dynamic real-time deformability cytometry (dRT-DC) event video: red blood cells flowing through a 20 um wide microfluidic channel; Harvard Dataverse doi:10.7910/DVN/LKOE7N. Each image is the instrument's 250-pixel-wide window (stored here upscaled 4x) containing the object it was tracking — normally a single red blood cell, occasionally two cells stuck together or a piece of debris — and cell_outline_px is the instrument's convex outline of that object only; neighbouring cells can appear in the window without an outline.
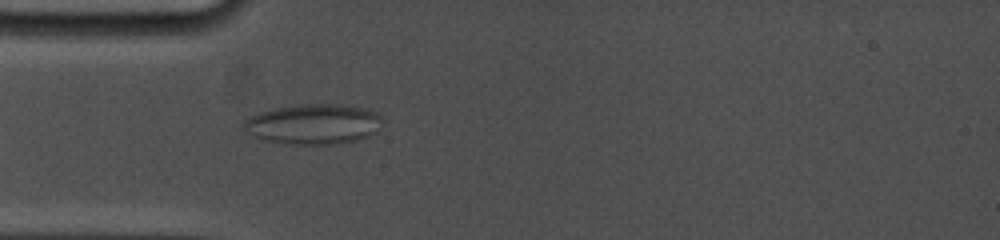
{"species": "common noctule bat (a hibernating species)", "species_latin": "Nyctalus noctula", "temperature_condition": "cold", "stored_images_in_passage": 29, "camera_frame_rate_fps": 5000, "um_per_image_px": 0.085, "animal": {"sex": "female", "body_mass_g": 19.0, "forearm_length_mm": 53.3}, "frame": {"image": 1, "passage_image": 6, "time_ms": 4.2, "image_size_px": [1000, 240], "cell_outline_px": [[380, 120], [376, 132], [368, 136], [356, 140], [336, 144], [284, 144], [264, 140], [256, 136], [244, 128], [244, 120], [260, 112], [276, 108], [300, 104], [340, 104], [360, 108], [376, 112], [380, 116]], "centroid_in_image_um": [26.64, 10.55], "position_along_channel_um": 58.4, "area_um2": 32.02}}
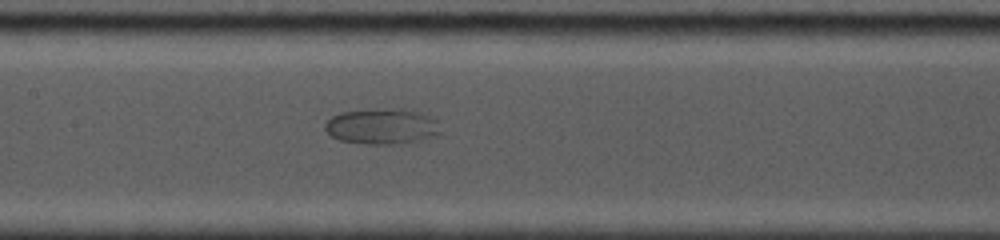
{"frame": {"image": 2, "passage_image": 13, "time_ms": 7.4, "image_size_px": [1000, 240], "cell_outline_px": [[444, 132], [424, 140], [388, 144], [368, 144], [340, 140], [332, 136], [324, 128], [324, 124], [332, 116], [340, 112], [372, 108], [412, 108], [436, 120]], "centroid_in_image_um": [32.51, 10.71], "position_along_channel_um": 174.9, "area_um2": 24.51}}
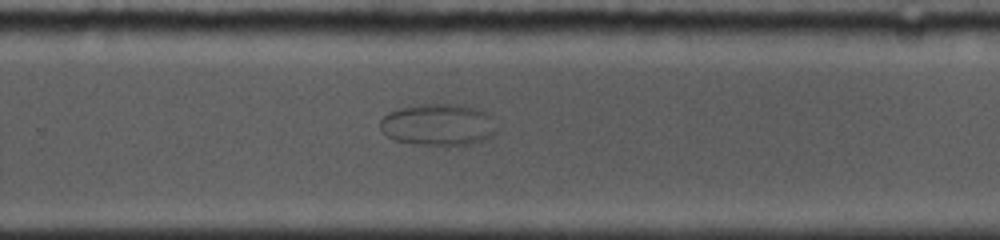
{"frame": {"image": 3, "passage_image": 20, "time_ms": 10.6, "image_size_px": [1000, 240], "cell_outline_px": [[496, 132], [492, 136], [484, 140], [472, 144], [416, 144], [396, 140], [388, 136], [380, 128], [380, 120], [388, 112], [400, 108], [428, 104], [460, 104], [480, 108], [488, 116]], "centroid_in_image_um": [37.23, 10.59], "position_along_channel_um": 292.6, "area_um2": 27.86}}